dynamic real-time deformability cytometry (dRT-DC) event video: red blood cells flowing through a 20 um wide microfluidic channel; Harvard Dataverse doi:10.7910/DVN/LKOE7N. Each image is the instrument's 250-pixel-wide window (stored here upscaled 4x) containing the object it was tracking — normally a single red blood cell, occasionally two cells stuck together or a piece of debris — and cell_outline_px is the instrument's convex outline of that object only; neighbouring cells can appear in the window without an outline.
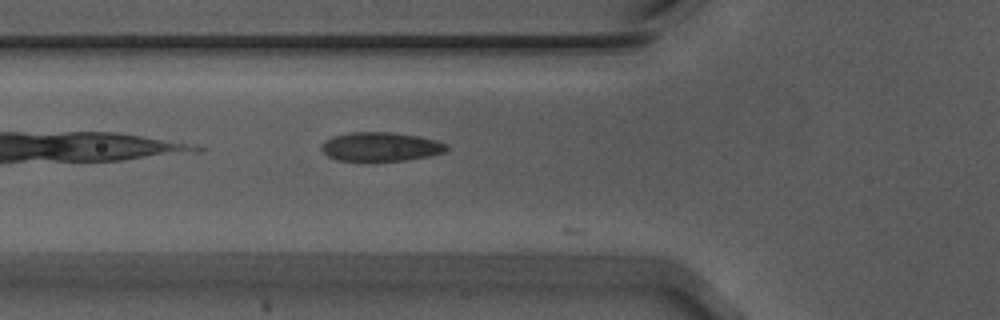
{"species": "Egyptian fruit bat (a non-hibernating species)", "species_latin": "Rousettus aegyptiacus", "temperature_condition": "warm", "stored_images_in_passage": 23, "camera_frame_rate_fps": 3000, "um_per_image_px": 0.085, "animal": {"sex": "male"}, "frame": {"image": 1, "passage_image": 4, "time_ms": 1.0, "image_size_px": [1000, 320], "cell_outline_px": [[448, 148], [444, 152], [428, 156], [408, 160], [368, 164], [336, 160], [328, 156], [320, 148], [328, 140], [336, 136], [352, 132], [392, 132], [416, 136], [436, 140], [448, 144]], "centroid_in_image_um": [32.36, 12.53], "position_along_channel_um": 93.4, "area_um2": 21.73}}
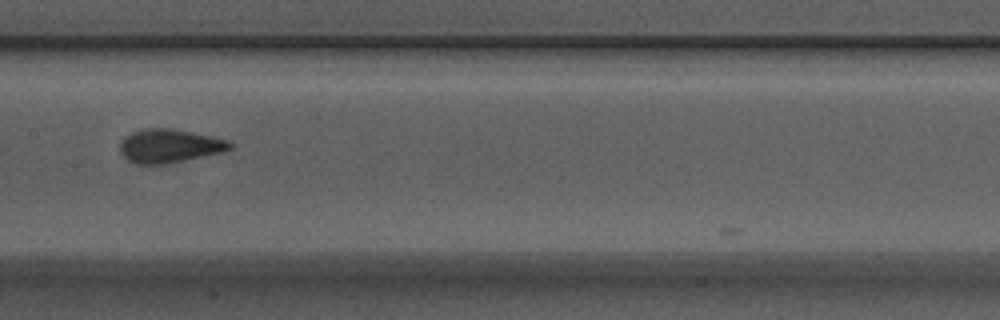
{"frame": {"image": 2, "passage_image": 12, "time_ms": 3.667, "image_size_px": [1000, 320], "cell_outline_px": [[232, 148], [220, 152], [184, 160], [164, 164], [136, 164], [128, 160], [120, 152], [120, 144], [132, 132], [144, 128], [172, 128], [228, 140], [232, 144]], "centroid_in_image_um": [14.38, 12.4], "position_along_channel_um": 193.0, "area_um2": 21.1}}
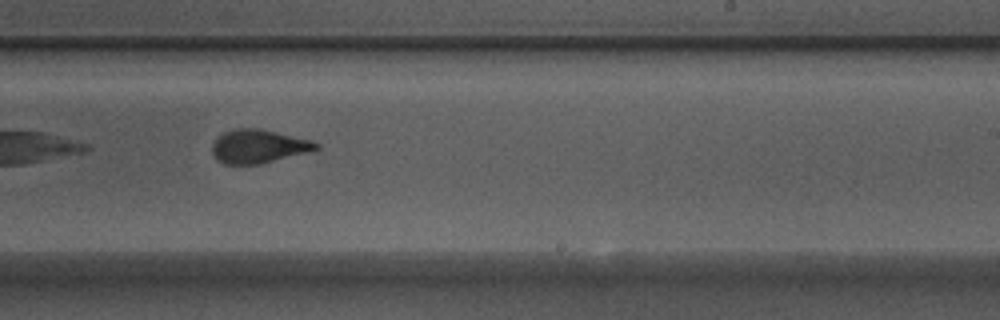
{"frame": {"image": 3, "passage_image": 18, "time_ms": 5.667, "image_size_px": [1000, 320], "cell_outline_px": [[320, 148], [260, 164], [224, 164], [216, 160], [212, 152], [212, 144], [224, 132], [236, 128], [260, 128], [308, 140], [320, 144]], "centroid_in_image_um": [21.91, 12.44], "position_along_channel_um": 267.1, "area_um2": 19.94}}